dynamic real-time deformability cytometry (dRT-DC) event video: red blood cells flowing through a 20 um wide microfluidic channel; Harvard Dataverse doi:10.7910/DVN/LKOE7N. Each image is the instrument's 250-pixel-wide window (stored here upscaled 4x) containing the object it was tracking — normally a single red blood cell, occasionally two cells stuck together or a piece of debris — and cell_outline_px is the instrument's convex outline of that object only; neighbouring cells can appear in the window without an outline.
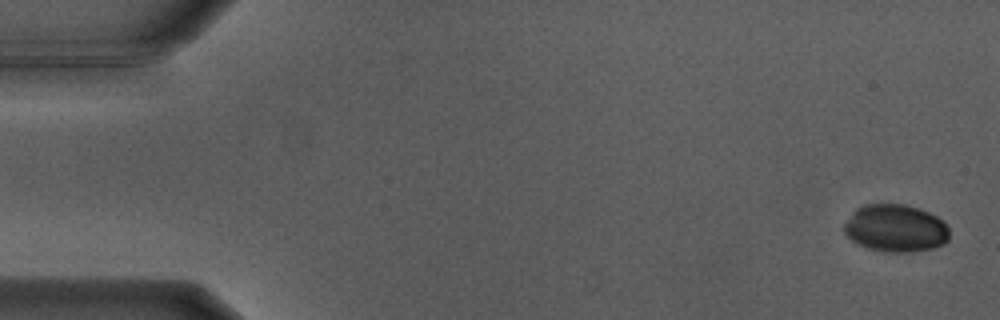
{"species": "Egyptian fruit bat (a non-hibernating species)", "species_latin": "Rousettus aegyptiacus", "temperature_condition": "warm", "stored_images_in_passage": 4, "camera_frame_rate_fps": 3000, "um_per_image_px": 0.085, "animal": {"sex": "male"}, "frame": {"image": 1, "passage_image": 1, "time_ms": 0.0, "image_size_px": [1000, 320], "cell_outline_px": [[948, 240], [944, 244], [932, 248], [904, 252], [892, 252], [868, 248], [852, 240], [844, 232], [844, 224], [852, 212], [856, 208], [864, 204], [904, 204], [920, 208], [936, 216], [948, 224]], "centroid_in_image_um": [76.13, 19.38], "position_along_channel_um": 8.9, "area_um2": 29.02}}